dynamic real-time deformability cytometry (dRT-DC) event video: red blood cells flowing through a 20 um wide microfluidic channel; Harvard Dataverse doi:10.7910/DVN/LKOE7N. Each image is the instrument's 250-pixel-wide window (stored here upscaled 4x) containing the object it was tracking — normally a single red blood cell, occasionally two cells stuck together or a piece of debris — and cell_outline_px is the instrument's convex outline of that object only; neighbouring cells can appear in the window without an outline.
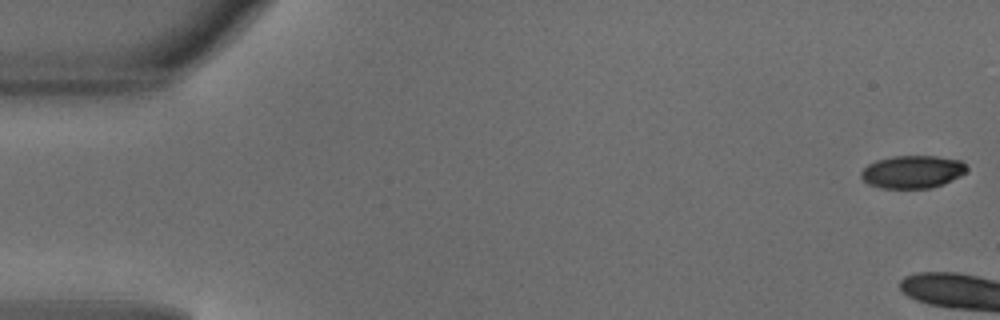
{"species": "common noctule bat (a hibernating species)", "species_latin": "Nyctalus noctula", "temperature_condition": "warm", "stored_images_in_passage": 4, "camera_frame_rate_fps": 3000, "um_per_image_px": 0.085, "animal": {"sex": "male", "body_mass_g": 18.8}, "frame": {"image": 1, "passage_image": 1, "time_ms": 0.0, "image_size_px": [1000, 320], "cell_outline_px": [[968, 168], [960, 176], [944, 184], [928, 188], [880, 188], [868, 184], [860, 176], [860, 172], [868, 164], [876, 160], [892, 156], [936, 156], [960, 160]], "centroid_in_image_um": [77.53, 14.6], "position_along_channel_um": 7.5, "area_um2": 20.17}}